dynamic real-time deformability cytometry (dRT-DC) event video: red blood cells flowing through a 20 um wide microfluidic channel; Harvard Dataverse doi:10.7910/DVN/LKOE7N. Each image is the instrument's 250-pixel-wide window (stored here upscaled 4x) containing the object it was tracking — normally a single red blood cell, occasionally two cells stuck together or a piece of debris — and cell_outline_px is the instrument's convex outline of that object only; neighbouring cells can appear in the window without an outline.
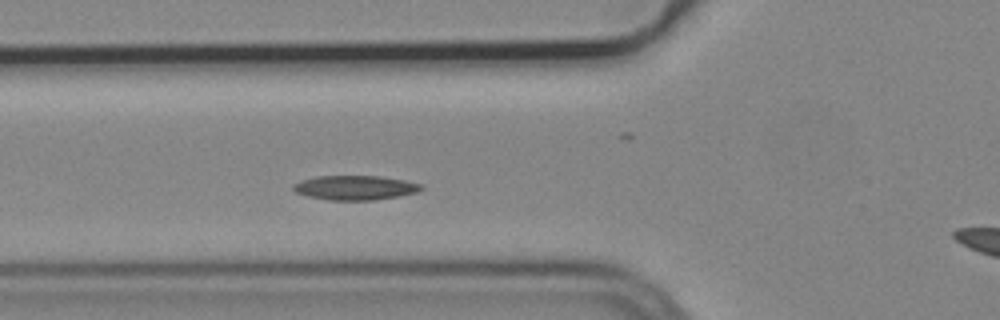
{"species": "common noctule bat (a hibernating species)", "species_latin": "Nyctalus noctula", "temperature_condition": "cold", "stored_images_in_passage": 5, "segment_of_instrument_passage": [1, 2], "camera_frame_rate_fps": 3000, "um_per_image_px": 0.085, "animal": {"sex": "male", "body_mass_g": 19.2, "forearm_length_mm": 51.8}, "frame": {"image": 1, "passage_image": 4, "time_ms": 1.0, "image_size_px": [1000, 320], "cell_outline_px": [[424, 188], [416, 192], [400, 196], [372, 200], [328, 200], [308, 196], [296, 192], [292, 188], [292, 184], [300, 180], [316, 176], [380, 176], [404, 180], [424, 184]], "centroid_in_image_um": [30.18, 15.95], "position_along_channel_um": 95.6, "area_um2": 18.32}}